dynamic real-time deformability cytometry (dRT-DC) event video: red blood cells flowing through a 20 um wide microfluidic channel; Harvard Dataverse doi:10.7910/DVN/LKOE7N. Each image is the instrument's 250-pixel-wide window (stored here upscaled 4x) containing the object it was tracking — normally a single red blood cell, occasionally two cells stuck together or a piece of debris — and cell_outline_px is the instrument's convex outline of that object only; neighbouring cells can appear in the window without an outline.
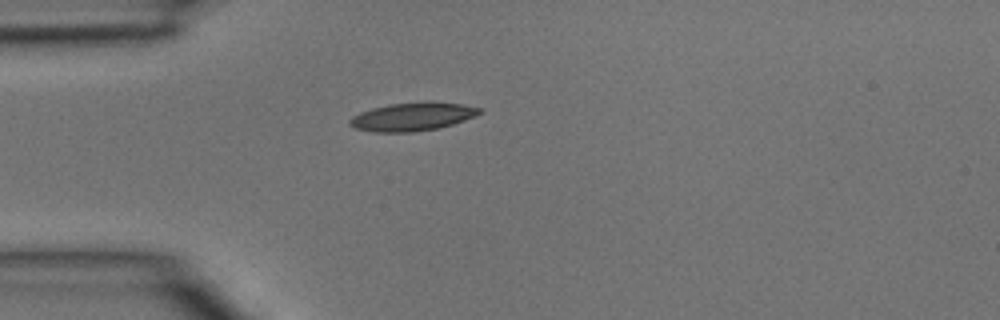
{"species": "common noctule bat (a hibernating species)", "species_latin": "Nyctalus noctula", "temperature_condition": "room temperature", "stored_images_in_passage": 1, "camera_frame_rate_fps": 3000, "um_per_image_px": 0.085, "animal": {"sex": "male", "body_mass_g": 15.6}, "frame": {"image": 1, "passage_image": 1, "time_ms": 0.0, "image_size_px": [1000, 320], "cell_outline_px": [[484, 112], [464, 120], [440, 128], [412, 132], [372, 132], [356, 128], [348, 124], [348, 120], [352, 116], [360, 112], [372, 108], [388, 104], [428, 100], [432, 100], [460, 104], [480, 108]], "centroid_in_image_um": [35.05, 9.9], "position_along_channel_um": 50.0, "area_um2": 21.73}}